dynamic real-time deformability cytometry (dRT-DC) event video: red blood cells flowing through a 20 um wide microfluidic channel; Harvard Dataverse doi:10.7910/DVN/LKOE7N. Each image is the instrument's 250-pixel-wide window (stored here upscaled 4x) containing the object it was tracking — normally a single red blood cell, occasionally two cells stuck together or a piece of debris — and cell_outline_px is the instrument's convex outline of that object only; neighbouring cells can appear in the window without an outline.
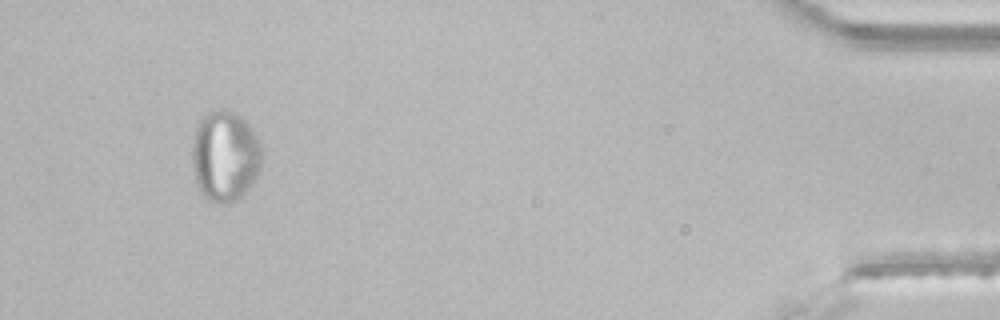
{"species": "common noctule bat (a hibernating species)", "species_latin": "Nyctalus noctula", "temperature_condition": "room temperature", "stored_images_in_passage": 30, "segment_of_instrument_passage": [2, 2], "camera_frame_rate_fps": 3000, "um_per_image_px": 0.085, "animal": {"sex": "male", "body_mass_g": 21.5, "forearm_length_mm": 52.0}, "frame": {"image": 1, "passage_image": 28, "time_ms": 9.0, "image_size_px": [1000, 320], "cell_outline_px": [[260, 168], [256, 176], [248, 188], [236, 200], [228, 204], [208, 200], [200, 192], [196, 184], [192, 164], [192, 144], [196, 128], [200, 120], [208, 112], [216, 108], [224, 108], [236, 112], [244, 116], [256, 132], [260, 144]], "centroid_in_image_um": [19.12, 13.21], "position_along_channel_um": 416.1, "area_um2": 37.28}}